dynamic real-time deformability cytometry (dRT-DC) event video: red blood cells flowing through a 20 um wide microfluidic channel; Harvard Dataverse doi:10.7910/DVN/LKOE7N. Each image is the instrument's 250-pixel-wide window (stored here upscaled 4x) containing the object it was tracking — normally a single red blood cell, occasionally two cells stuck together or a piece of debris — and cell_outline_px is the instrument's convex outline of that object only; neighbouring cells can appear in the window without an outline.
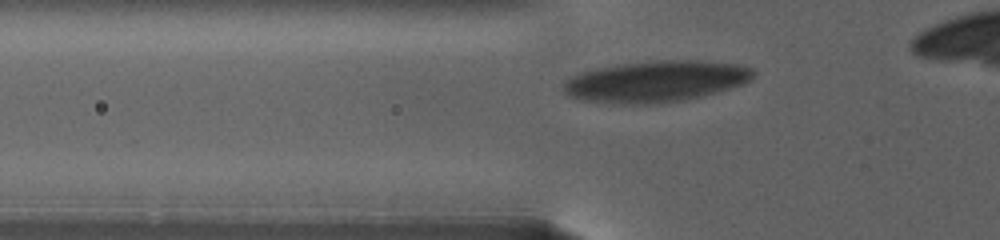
{"species": "human", "species_latin": "Homo sapiens", "temperature_condition": "warm", "stored_images_in_passage": 15, "camera_frame_rate_fps": 3000, "um_per_image_px": 0.085, "donor": {"sex": "female"}, "frame": {"image": 1, "passage_image": 2, "time_ms": 0.333, "image_size_px": [1000, 240], "cell_outline_px": [[752, 80], [744, 84], [700, 96], [680, 100], [644, 104], [608, 104], [584, 100], [568, 96], [564, 92], [564, 80], [568, 76], [580, 72], [596, 68], [616, 64], [656, 60], [700, 60], [740, 64], [752, 68]], "centroid_in_image_um": [55.69, 6.9], "position_along_channel_um": 70.1, "area_um2": 45.89}}
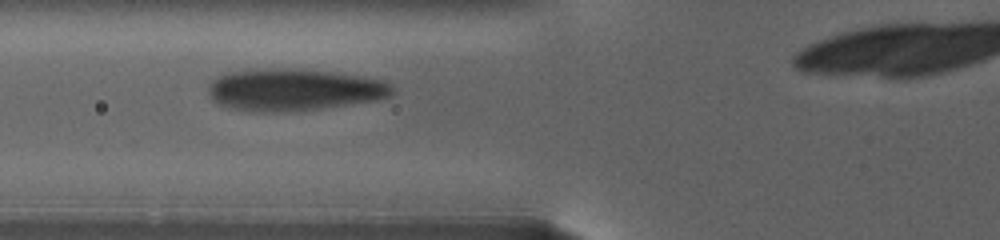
{"frame": {"image": 2, "passage_image": 8, "time_ms": 1.667, "image_size_px": [1000, 240], "cell_outline_px": [[396, 88], [388, 96], [376, 100], [320, 108], [284, 112], [256, 112], [232, 108], [220, 104], [212, 100], [208, 92], [208, 84], [216, 76], [224, 72], [248, 68], [300, 68], [364, 76], [384, 80], [392, 84]], "centroid_in_image_um": [24.93, 7.6], "position_along_channel_um": 100.9, "area_um2": 45.72}}
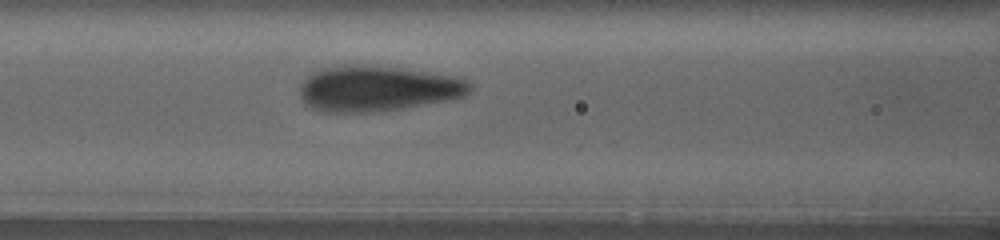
{"frame": {"image": 3, "passage_image": 13, "time_ms": 3.0, "image_size_px": [1000, 240], "cell_outline_px": [[472, 88], [464, 96], [444, 100], [400, 108], [368, 112], [320, 112], [304, 104], [300, 96], [300, 84], [312, 72], [320, 68], [348, 64], [352, 64], [400, 68], [452, 76], [464, 80], [472, 84]], "centroid_in_image_um": [31.99, 7.52], "position_along_channel_um": 134.6, "area_um2": 44.74}}